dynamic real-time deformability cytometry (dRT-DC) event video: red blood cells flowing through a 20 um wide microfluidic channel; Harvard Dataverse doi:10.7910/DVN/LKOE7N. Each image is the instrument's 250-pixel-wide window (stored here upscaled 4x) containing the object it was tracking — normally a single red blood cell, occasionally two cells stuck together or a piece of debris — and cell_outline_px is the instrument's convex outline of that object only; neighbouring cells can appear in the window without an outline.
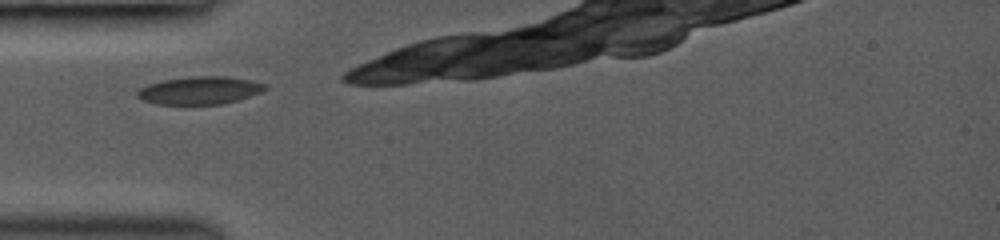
{"species": "common noctule bat (a hibernating species)", "species_latin": "Nyctalus noctula", "temperature_condition": "room temperature", "stored_images_in_passage": 3, "camera_frame_rate_fps": 3000, "um_per_image_px": 0.085, "animal": {"sex": "female", "body_mass_g": 19.0, "forearm_length_mm": 53.3}, "frame": {"image": 1, "passage_image": 1, "time_ms": 0.0, "image_size_px": [1000, 240], "cell_outline_px": [[268, 88], [260, 92], [236, 100], [220, 104], [156, 104], [144, 100], [136, 96], [136, 92], [140, 88], [148, 84], [164, 80], [192, 76], [224, 76], [252, 80], [268, 84]], "centroid_in_image_um": [16.98, 7.67], "position_along_channel_um": 68.0, "area_um2": 20.58}}